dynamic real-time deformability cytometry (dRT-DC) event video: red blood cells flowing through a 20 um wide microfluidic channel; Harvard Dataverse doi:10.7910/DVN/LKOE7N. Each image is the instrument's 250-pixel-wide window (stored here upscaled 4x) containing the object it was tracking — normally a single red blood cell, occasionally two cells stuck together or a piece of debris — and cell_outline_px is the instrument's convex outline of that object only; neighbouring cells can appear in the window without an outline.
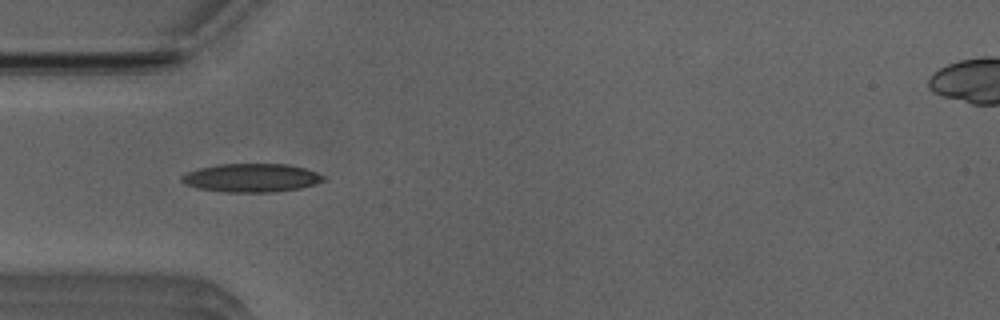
{"species": "Egyptian fruit bat (a non-hibernating species)", "species_latin": "Rousettus aegyptiacus", "temperature_condition": "room temperature", "stored_images_in_passage": 37, "camera_frame_rate_fps": 3000, "um_per_image_px": 0.085, "animal": {"sex": "male"}, "frame": {"image": 1, "passage_image": 7, "time_ms": 2.0, "image_size_px": [1000, 320], "cell_outline_px": [[324, 180], [316, 184], [300, 188], [272, 192], [224, 192], [200, 188], [184, 184], [180, 180], [180, 176], [188, 172], [200, 168], [220, 164], [288, 164], [304, 168], [316, 172], [324, 176]], "centroid_in_image_um": [21.37, 15.12], "position_along_channel_um": 63.6, "area_um2": 23.41}}
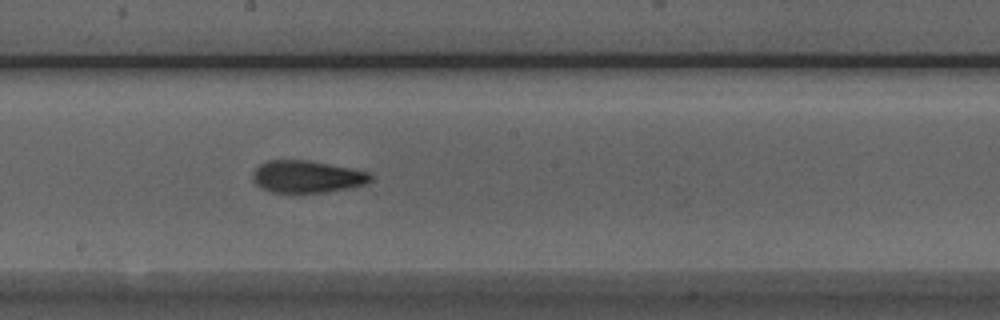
{"frame": {"image": 2, "passage_image": 19, "time_ms": 6.0, "image_size_px": [1000, 320], "cell_outline_px": [[372, 180], [368, 184], [348, 188], [324, 192], [272, 192], [260, 188], [252, 180], [252, 172], [260, 164], [268, 160], [308, 160], [352, 168], [368, 172], [372, 176]], "centroid_in_image_um": [26.09, 15.01], "position_along_channel_um": 222.1, "area_um2": 22.2}}
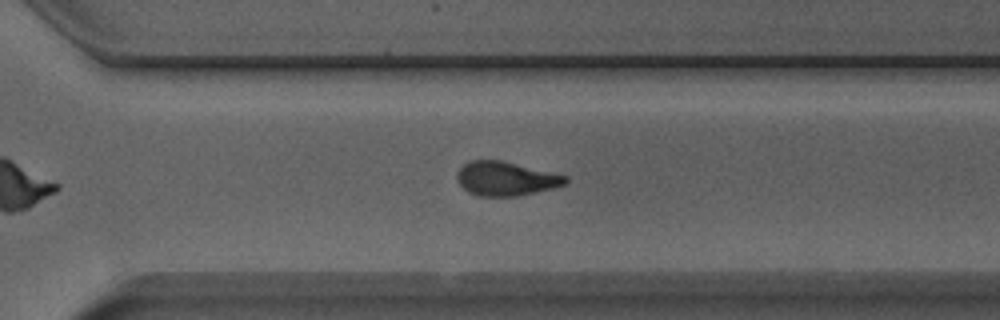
{"frame": {"image": 3, "passage_image": 27, "time_ms": 8.667, "image_size_px": [1000, 320], "cell_outline_px": [[568, 180], [564, 184], [552, 188], [516, 196], [480, 196], [468, 192], [456, 180], [456, 172], [468, 160], [500, 160], [568, 176]], "centroid_in_image_um": [42.95, 15.18], "position_along_channel_um": 327.7, "area_um2": 21.33}, "authors_computed_cell_mechanics": {"area_um2": 21.7906, "velocity_mm_per_s": 3.9738, "shape_relaxation_time_tau1_ms": 7.18, "shape_relaxation_time_tau2_ms": 1.9444, "deformation_change_tau1": 0.1985, "deformation_change_tau2": 0.0909}}